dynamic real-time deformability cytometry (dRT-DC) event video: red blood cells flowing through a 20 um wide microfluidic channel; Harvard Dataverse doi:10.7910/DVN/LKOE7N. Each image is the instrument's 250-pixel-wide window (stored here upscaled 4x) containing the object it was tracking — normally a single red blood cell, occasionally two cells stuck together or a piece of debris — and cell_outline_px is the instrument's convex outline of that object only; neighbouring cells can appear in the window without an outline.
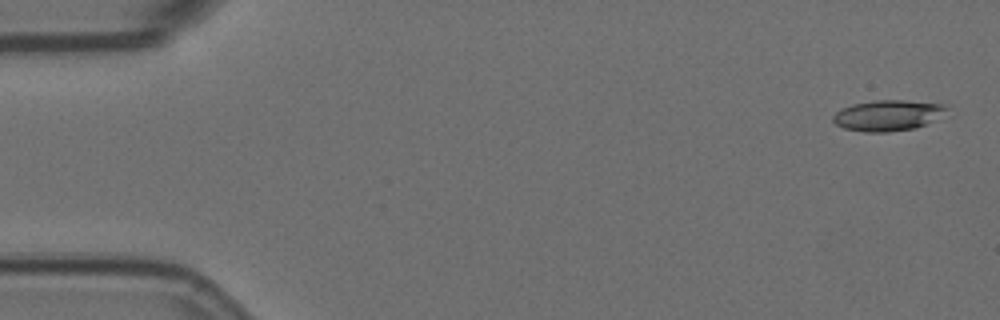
{"species": "Egyptian fruit bat (a non-hibernating species)", "species_latin": "Rousettus aegyptiacus", "temperature_condition": "room temperature", "stored_images_in_passage": 5, "segment_of_instrument_passage": [1, 2], "camera_frame_rate_fps": 3000, "um_per_image_px": 0.085, "animal": {"sex": "female"}, "frame": {"image": 1, "passage_image": 1, "time_ms": 0.0, "image_size_px": [1000, 320], "cell_outline_px": [[948, 108], [924, 124], [912, 128], [888, 132], [864, 132], [844, 128], [836, 124], [832, 120], [832, 116], [840, 108], [852, 104], [876, 100], [904, 100], [944, 104]], "centroid_in_image_um": [75.35, 9.8], "position_along_channel_um": 9.6, "area_um2": 19.94}}